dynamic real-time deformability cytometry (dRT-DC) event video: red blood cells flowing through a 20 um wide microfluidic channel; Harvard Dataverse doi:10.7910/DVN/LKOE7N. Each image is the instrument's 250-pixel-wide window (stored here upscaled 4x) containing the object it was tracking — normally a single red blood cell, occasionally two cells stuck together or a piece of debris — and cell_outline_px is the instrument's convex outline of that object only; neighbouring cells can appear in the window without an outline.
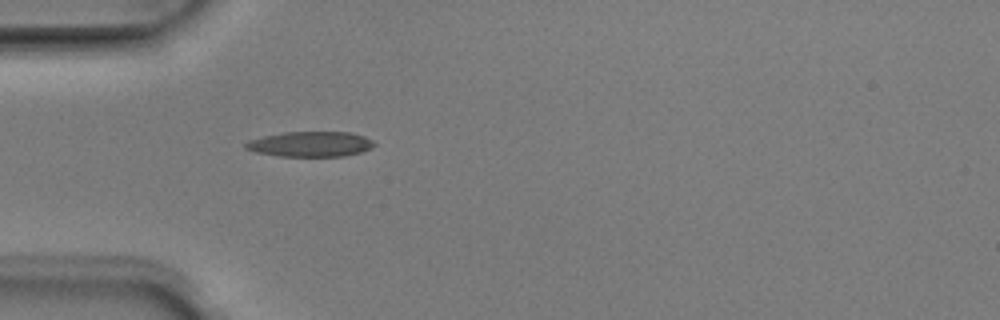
{"species": "Egyptian fruit bat (a non-hibernating species)", "species_latin": "Rousettus aegyptiacus", "temperature_condition": "room temperature", "stored_images_in_passage": 3, "camera_frame_rate_fps": 3000, "um_per_image_px": 0.085, "animal": {"sex": "male"}, "frame": {"image": 1, "passage_image": 3, "time_ms": 0.667, "image_size_px": [1000, 320], "cell_outline_px": [[376, 144], [372, 148], [360, 152], [344, 156], [280, 156], [256, 152], [244, 148], [244, 144], [248, 140], [264, 136], [284, 132], [352, 132], [364, 136], [372, 140]], "centroid_in_image_um": [26.39, 12.24], "position_along_channel_um": 58.6, "area_um2": 18.9}}